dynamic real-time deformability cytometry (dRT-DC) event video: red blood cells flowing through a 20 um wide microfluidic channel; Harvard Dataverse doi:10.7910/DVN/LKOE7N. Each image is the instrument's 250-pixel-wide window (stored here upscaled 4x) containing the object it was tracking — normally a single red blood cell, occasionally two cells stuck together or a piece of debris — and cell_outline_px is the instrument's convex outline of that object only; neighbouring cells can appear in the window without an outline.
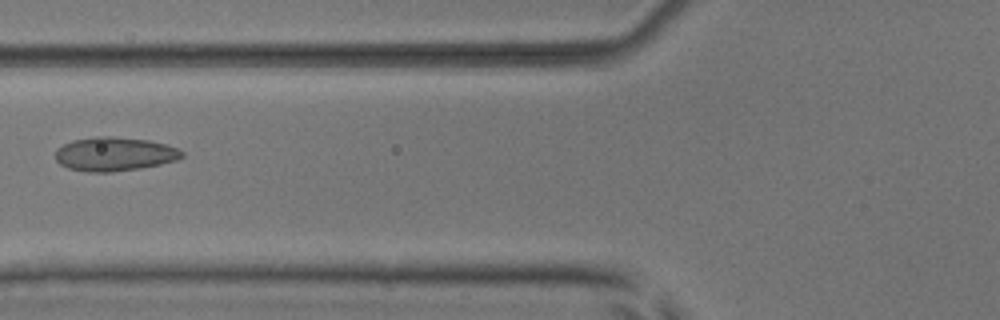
{"species": "common noctule bat (a hibernating species)", "species_latin": "Nyctalus noctula", "temperature_condition": "room temperature", "stored_images_in_passage": 5, "camera_frame_rate_fps": 3000, "um_per_image_px": 0.085, "animal": {"sex": "male", "body_mass_g": 17.9, "forearm_length_mm": 54.2}, "frame": {"image": 1, "passage_image": 5, "time_ms": 4.667, "image_size_px": [1000, 320], "cell_outline_px": [[184, 156], [176, 160], [160, 164], [140, 168], [112, 172], [88, 172], [68, 168], [60, 164], [56, 160], [56, 148], [72, 140], [96, 136], [112, 136], [148, 140], [164, 144], [176, 148], [184, 152]], "centroid_in_image_um": [9.71, 13.09], "position_along_channel_um": 116.1, "area_um2": 24.97}}